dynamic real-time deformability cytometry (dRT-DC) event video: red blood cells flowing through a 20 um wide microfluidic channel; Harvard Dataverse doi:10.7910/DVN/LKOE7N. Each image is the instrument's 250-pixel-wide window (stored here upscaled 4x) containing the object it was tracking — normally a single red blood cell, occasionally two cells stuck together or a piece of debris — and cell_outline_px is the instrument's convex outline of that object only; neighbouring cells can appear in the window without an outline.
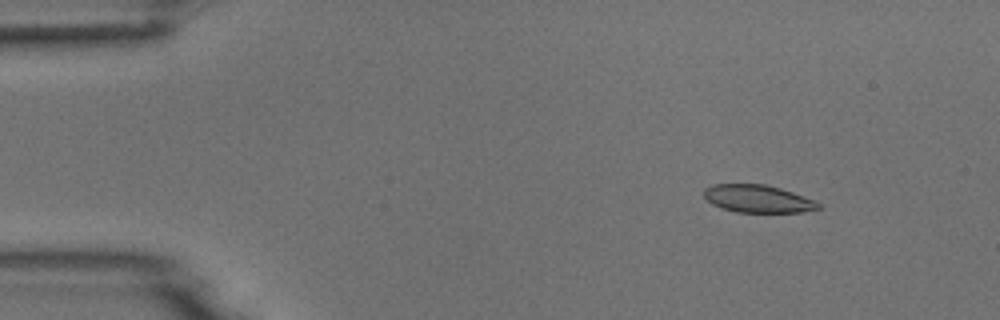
{"species": "common noctule bat (a hibernating species)", "species_latin": "Nyctalus noctula", "temperature_condition": "room temperature", "stored_images_in_passage": 5, "camera_frame_rate_fps": 3000, "um_per_image_px": 0.085, "animal": {"sex": "male", "body_mass_g": 18.8}, "frame": {"image": 1, "passage_image": 2, "time_ms": 1.333, "image_size_px": [1000, 320], "cell_outline_px": [[820, 208], [804, 212], [736, 212], [720, 208], [712, 204], [704, 196], [704, 188], [712, 184], [764, 184], [780, 188], [792, 192], [812, 200], [820, 204]], "centroid_in_image_um": [64.37, 16.89], "position_along_channel_um": 20.6, "area_um2": 18.32}}